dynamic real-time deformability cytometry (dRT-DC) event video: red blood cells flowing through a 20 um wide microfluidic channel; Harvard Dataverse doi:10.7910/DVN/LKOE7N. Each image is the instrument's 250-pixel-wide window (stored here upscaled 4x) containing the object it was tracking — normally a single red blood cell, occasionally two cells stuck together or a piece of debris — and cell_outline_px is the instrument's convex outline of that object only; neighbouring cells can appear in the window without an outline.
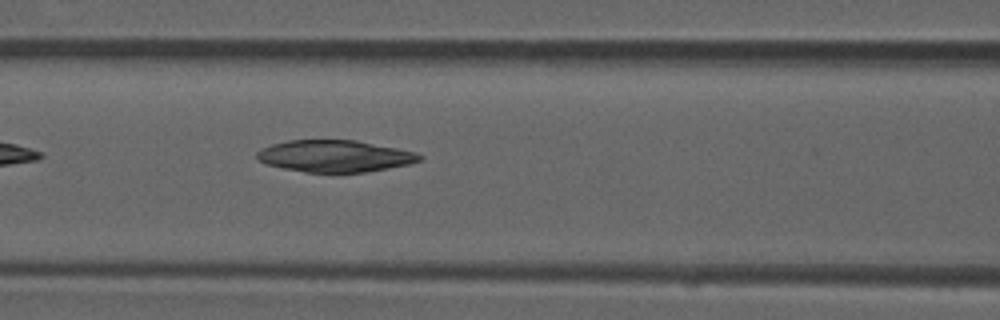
{"species": "common noctule bat (a hibernating species)", "species_latin": "Nyctalus noctula", "temperature_condition": "room temperature", "stored_images_in_passage": 7, "camera_frame_rate_fps": 3000, "um_per_image_px": 0.085, "animal": {"sex": "male", "forearm_length_mm": 52.5}, "frame": {"image": 1, "passage_image": 7, "time_ms": 2.0, "image_size_px": [1000, 320], "cell_outline_px": [[424, 160], [408, 164], [388, 168], [364, 172], [304, 172], [284, 168], [268, 164], [260, 160], [256, 156], [256, 152], [272, 144], [288, 140], [356, 140], [416, 152], [424, 156]], "centroid_in_image_um": [28.5, 13.26], "position_along_channel_um": 138.1, "area_um2": 29.94}}